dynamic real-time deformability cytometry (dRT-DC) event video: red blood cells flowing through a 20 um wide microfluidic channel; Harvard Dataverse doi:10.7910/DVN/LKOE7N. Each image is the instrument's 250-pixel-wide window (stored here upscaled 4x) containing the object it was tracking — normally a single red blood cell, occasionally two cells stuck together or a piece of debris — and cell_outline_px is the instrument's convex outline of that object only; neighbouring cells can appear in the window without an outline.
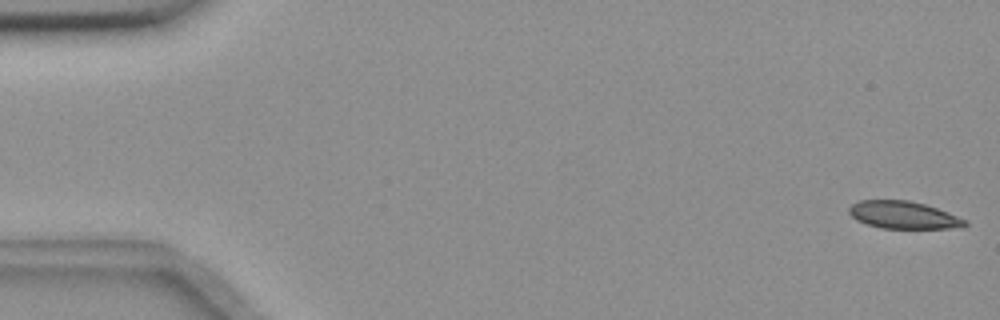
{"species": "common noctule bat (a hibernating species)", "species_latin": "Nyctalus noctula", "temperature_condition": "room temperature", "stored_images_in_passage": 55, "camera_frame_rate_fps": 3000, "um_per_image_px": 0.085, "animal": {"sex": "female", "body_mass_g": 18.4}, "frame": {"image": 1, "passage_image": 1, "time_ms": 0.0, "image_size_px": [1000, 320], "cell_outline_px": [[968, 224], [964, 228], [880, 228], [856, 220], [848, 212], [848, 208], [852, 204], [860, 200], [908, 200], [924, 204], [948, 212], [968, 220]], "centroid_in_image_um": [76.82, 18.28], "position_along_channel_um": 8.2, "area_um2": 18.61}}
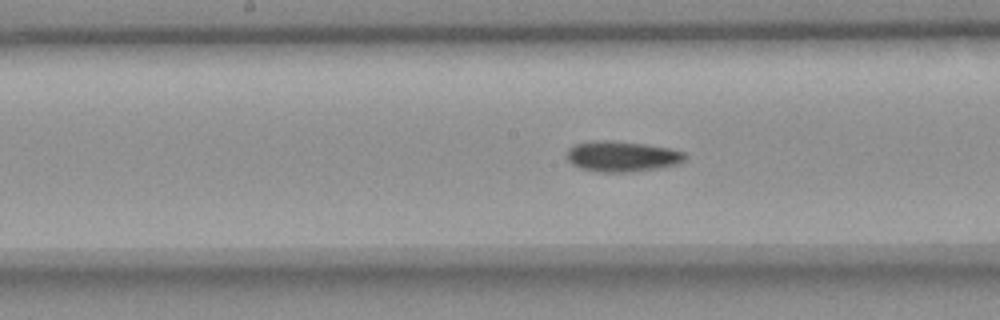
{"frame": {"image": 2, "passage_image": 28, "time_ms": 9.0, "image_size_px": [1000, 320], "cell_outline_px": [[688, 156], [680, 164], [660, 168], [632, 172], [600, 172], [580, 168], [572, 164], [568, 160], [568, 148], [576, 144], [592, 140], [612, 140], [644, 144], [668, 148], [684, 152]], "centroid_in_image_um": [52.9, 13.29], "position_along_channel_um": 195.3, "area_um2": 21.21}}
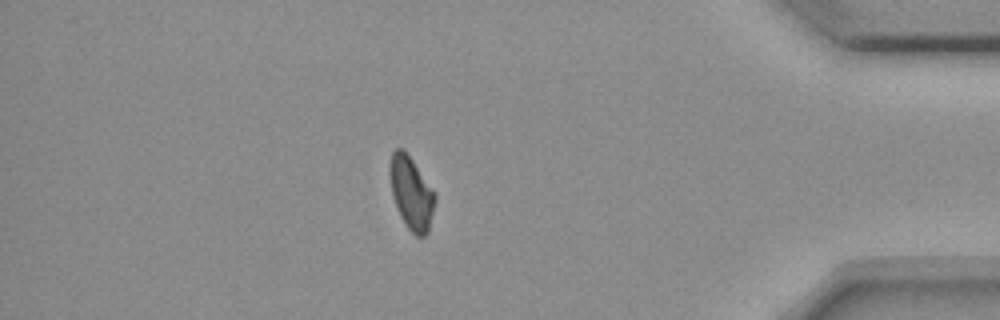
{"frame": {"image": 3, "passage_image": 48, "time_ms": 15.667, "image_size_px": [1000, 320], "cell_outline_px": [[436, 200], [428, 232], [424, 236], [416, 236], [408, 228], [400, 216], [392, 196], [388, 172], [388, 168], [392, 152], [396, 148], [404, 148], [436, 192]], "centroid_in_image_um": [34.95, 16.37], "position_along_channel_um": 400.2, "area_um2": 19.54}}